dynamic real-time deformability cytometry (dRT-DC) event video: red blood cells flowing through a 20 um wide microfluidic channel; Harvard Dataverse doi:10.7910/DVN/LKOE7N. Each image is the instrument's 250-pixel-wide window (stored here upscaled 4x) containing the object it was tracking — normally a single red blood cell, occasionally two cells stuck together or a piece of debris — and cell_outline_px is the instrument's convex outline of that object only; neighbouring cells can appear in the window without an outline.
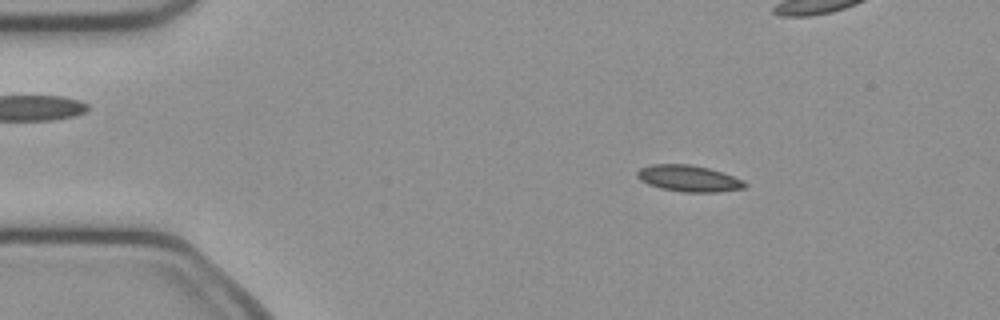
{"species": "common noctule bat (a hibernating species)", "species_latin": "Nyctalus noctula", "temperature_condition": "cold", "stored_images_in_passage": 51, "camera_frame_rate_fps": 3000, "um_per_image_px": 0.085, "animal": {"sex": "female", "body_mass_g": 21.9}, "frame": {"image": 1, "passage_image": 8, "time_ms": 2.333, "image_size_px": [1000, 320], "cell_outline_px": [[748, 184], [744, 188], [716, 192], [684, 192], [660, 188], [648, 184], [640, 180], [636, 176], [636, 172], [640, 168], [652, 164], [692, 164], [708, 168], [744, 180]], "centroid_in_image_um": [58.52, 15.16], "position_along_channel_um": 26.5, "area_um2": 16.53}}
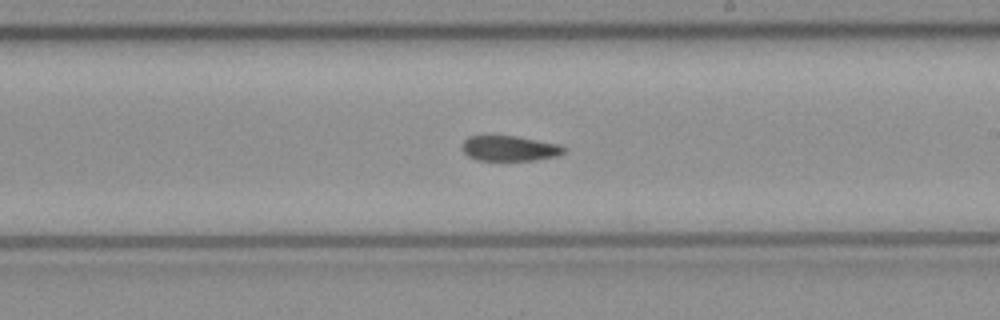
{"frame": {"image": 2, "passage_image": 29, "time_ms": 9.333, "image_size_px": [1000, 320], "cell_outline_px": [[568, 148], [564, 152], [556, 156], [532, 160], [476, 160], [468, 156], [460, 148], [464, 140], [468, 136], [516, 136], [560, 144]], "centroid_in_image_um": [43.3, 12.61], "position_along_channel_um": 245.7, "area_um2": 15.03}}
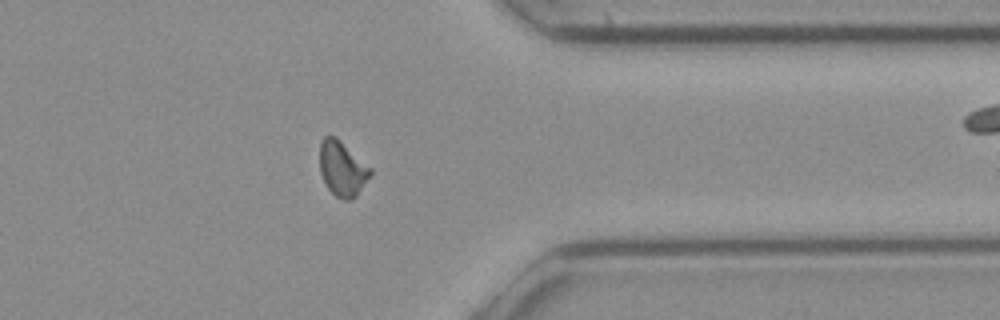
{"frame": {"image": 3, "passage_image": 40, "time_ms": 13.0, "image_size_px": [1000, 320], "cell_outline_px": [[372, 176], [356, 196], [352, 200], [344, 200], [336, 196], [328, 188], [320, 172], [320, 140], [324, 136], [336, 136], [372, 168]], "centroid_in_image_um": [29.12, 14.33], "position_along_channel_um": 382.3, "area_um2": 16.42}}